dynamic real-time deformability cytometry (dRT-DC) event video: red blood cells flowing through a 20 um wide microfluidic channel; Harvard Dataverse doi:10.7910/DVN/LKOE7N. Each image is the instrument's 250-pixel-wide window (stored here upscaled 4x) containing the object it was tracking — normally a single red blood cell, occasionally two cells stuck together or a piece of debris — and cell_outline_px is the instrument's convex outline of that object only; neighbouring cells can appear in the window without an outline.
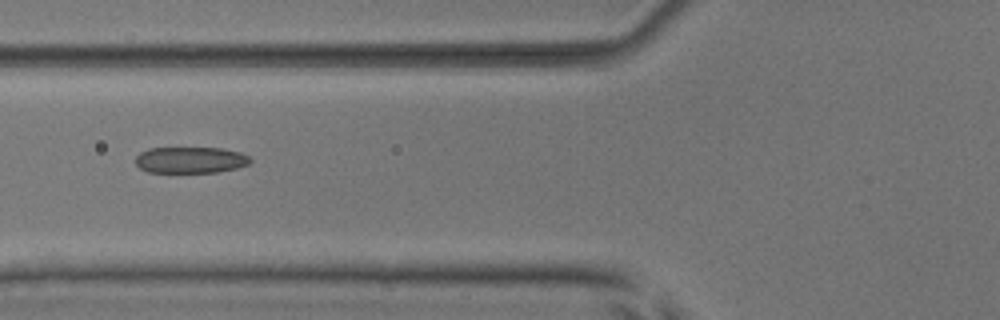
{"species": "common noctule bat (a hibernating species)", "species_latin": "Nyctalus noctula", "temperature_condition": "room temperature", "stored_images_in_passage": 6, "camera_frame_rate_fps": 3000, "um_per_image_px": 0.085, "animal": {"sex": "male", "body_mass_g": 17.9, "forearm_length_mm": 54.2}, "frame": {"image": 1, "passage_image": 6, "time_ms": 5.667, "image_size_px": [1000, 320], "cell_outline_px": [[252, 160], [248, 164], [236, 168], [216, 172], [148, 172], [140, 168], [136, 164], [136, 156], [140, 152], [148, 148], [224, 148], [240, 152], [248, 156]], "centroid_in_image_um": [16.18, 13.59], "position_along_channel_um": 109.6, "area_um2": 17.57}}